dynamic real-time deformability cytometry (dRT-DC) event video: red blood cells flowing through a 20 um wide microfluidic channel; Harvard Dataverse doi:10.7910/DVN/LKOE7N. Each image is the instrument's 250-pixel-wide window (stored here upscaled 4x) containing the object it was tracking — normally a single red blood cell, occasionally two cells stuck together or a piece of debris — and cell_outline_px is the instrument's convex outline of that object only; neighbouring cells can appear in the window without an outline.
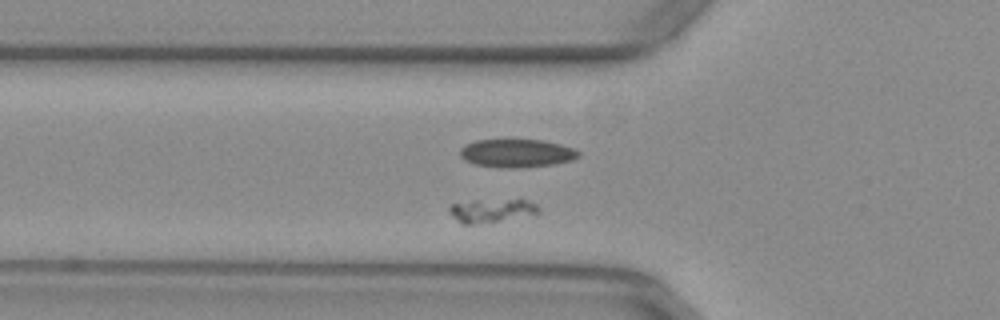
{"species": "common noctule bat (a hibernating species)", "species_latin": "Nyctalus noctula", "temperature_condition": "warm", "stored_images_in_passage": 38, "camera_frame_rate_fps": 3000, "um_per_image_px": 0.085, "animal": {"sex": "female", "body_mass_g": 29.2, "forearm_length_mm": 56.3}, "frame": {"image": 1, "passage_image": 4, "time_ms": 1.0, "image_size_px": [1000, 320], "cell_outline_px": [[540, 212], [496, 220], [472, 224], [464, 224], [448, 212], [448, 208], [452, 204], [508, 200], [524, 200], [536, 204]], "centroid_in_image_um": [41.75, 17.9], "position_along_channel_um": 84.0, "area_um2": 10.98}}
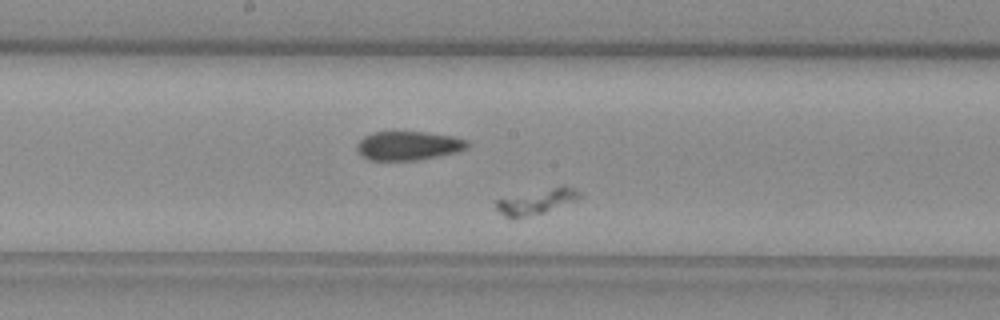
{"frame": {"image": 2, "passage_image": 14, "time_ms": 4.333, "image_size_px": [1000, 320], "cell_outline_px": [[580, 200], [544, 212], [516, 220], [504, 216], [496, 208], [496, 200], [560, 184], [564, 184], [576, 188], [580, 192]], "centroid_in_image_um": [45.68, 17.12], "position_along_channel_um": 202.5, "area_um2": 12.72}}
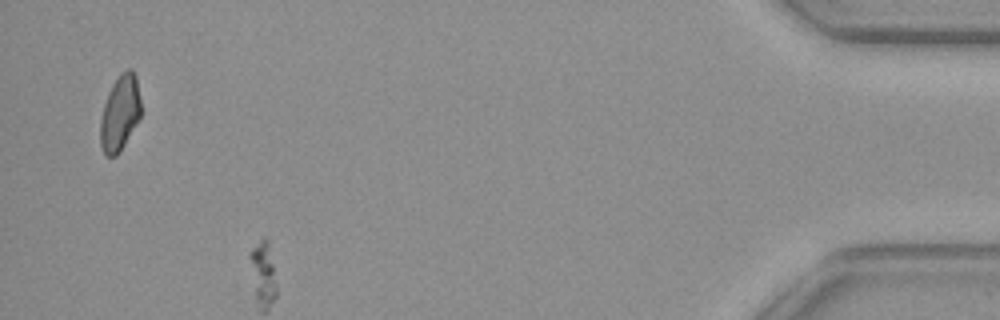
{"frame": {"image": 3, "passage_image": 37, "time_ms": 12.0, "image_size_px": [1000, 320], "cell_outline_px": [[140, 116], [120, 152], [116, 156], [104, 156], [100, 144], [100, 120], [104, 104], [108, 92], [112, 84], [120, 72], [128, 68], [132, 68], [136, 76], [140, 100]], "centroid_in_image_um": [10.17, 9.6], "position_along_channel_um": 425.0, "area_um2": 17.92}}